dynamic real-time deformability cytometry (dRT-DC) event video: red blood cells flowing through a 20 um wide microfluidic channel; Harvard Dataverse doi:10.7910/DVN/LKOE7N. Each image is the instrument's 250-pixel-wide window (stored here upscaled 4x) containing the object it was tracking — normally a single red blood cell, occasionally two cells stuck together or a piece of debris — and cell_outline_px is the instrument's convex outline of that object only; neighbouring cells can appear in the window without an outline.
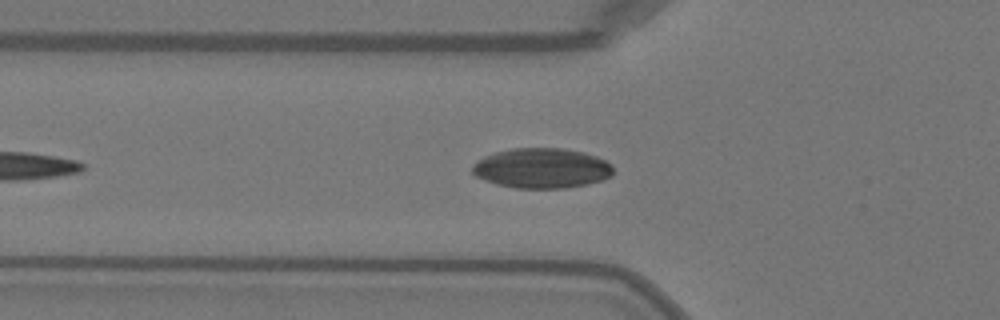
{"species": "Egyptian fruit bat (a non-hibernating species)", "species_latin": "Rousettus aegyptiacus", "temperature_condition": "warm", "stored_images_in_passage": 35, "camera_frame_rate_fps": 3000, "um_per_image_px": 0.085, "animal": {"sex": "female"}, "frame": {"image": 1, "passage_image": 7, "time_ms": 2.0, "image_size_px": [1000, 320], "cell_outline_px": [[612, 176], [588, 184], [564, 188], [516, 188], [496, 184], [484, 180], [476, 176], [472, 172], [472, 164], [476, 160], [484, 156], [496, 152], [512, 148], [560, 148], [584, 152], [596, 156], [612, 164]], "centroid_in_image_um": [46.02, 14.29], "position_along_channel_um": 79.8, "area_um2": 32.95}}
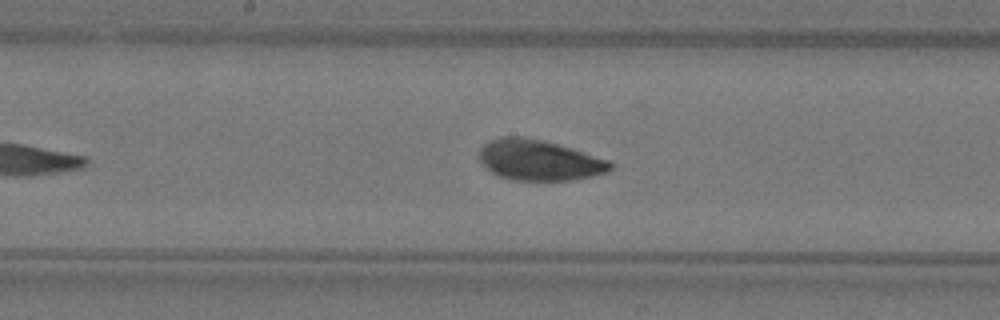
{"frame": {"image": 2, "passage_image": 16, "time_ms": 5.0, "image_size_px": [1000, 320], "cell_outline_px": [[612, 168], [608, 172], [592, 176], [572, 180], [508, 180], [496, 176], [480, 160], [480, 148], [488, 140], [500, 136], [524, 136], [544, 140], [572, 148], [608, 160], [612, 164]], "centroid_in_image_um": [45.8, 13.6], "position_along_channel_um": 202.4, "area_um2": 31.15}}
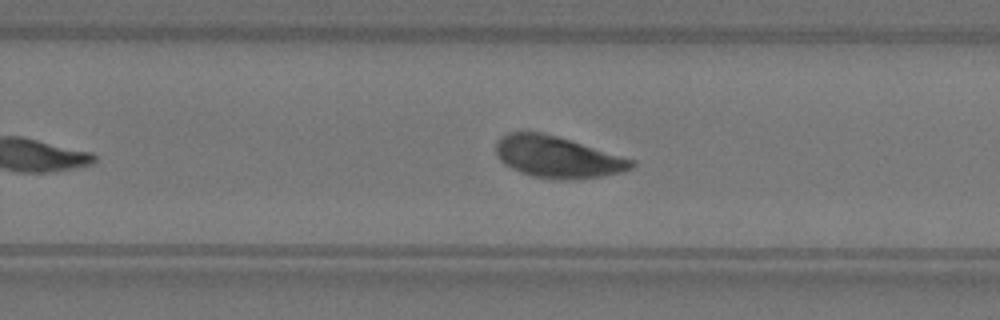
{"frame": {"image": 3, "passage_image": 22, "time_ms": 7.0, "image_size_px": [1000, 320], "cell_outline_px": [[636, 164], [632, 168], [624, 172], [604, 176], [580, 180], [552, 180], [532, 176], [520, 172], [504, 164], [496, 156], [496, 140], [500, 136], [508, 132], [544, 132], [636, 160]], "centroid_in_image_um": [47.39, 13.36], "position_along_channel_um": 282.4, "area_um2": 33.41}}